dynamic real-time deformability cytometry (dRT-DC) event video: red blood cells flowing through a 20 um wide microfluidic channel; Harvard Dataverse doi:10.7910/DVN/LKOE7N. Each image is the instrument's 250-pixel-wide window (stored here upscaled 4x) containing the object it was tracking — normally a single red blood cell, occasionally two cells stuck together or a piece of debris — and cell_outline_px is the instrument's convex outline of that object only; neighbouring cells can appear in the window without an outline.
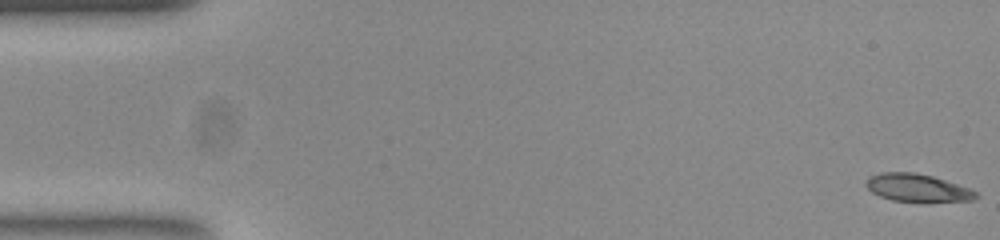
{"species": "common noctule bat (a hibernating species)", "species_latin": "Nyctalus noctula", "temperature_condition": "room temperature", "stored_images_in_passage": 55, "segment_of_instrument_passage": [1, 2], "camera_frame_rate_fps": 3000, "um_per_image_px": 0.085, "animal": {"sex": "female", "body_mass_g": 23.0, "forearm_length_mm": 53.4}, "frame": {"image": 1, "passage_image": 1, "time_ms": 0.0, "image_size_px": [1000, 240], "cell_outline_px": [[980, 196], [972, 200], [892, 200], [880, 196], [872, 192], [864, 184], [868, 176], [880, 172], [916, 172], [932, 176], [972, 188]], "centroid_in_image_um": [77.95, 15.92], "position_along_channel_um": 7.1, "area_um2": 17.46}}
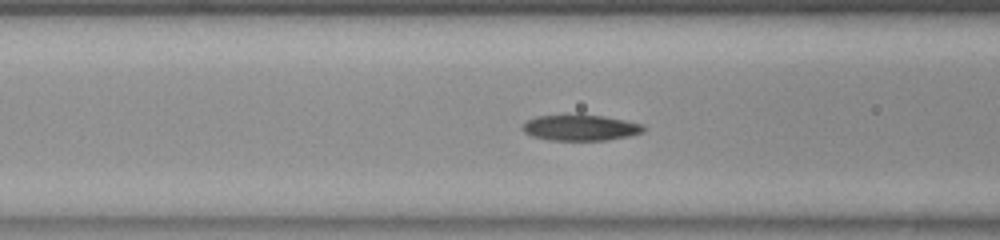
{"frame": {"image": 2, "passage_image": 21, "time_ms": 6.667, "image_size_px": [1000, 240], "cell_outline_px": [[644, 132], [628, 136], [608, 140], [548, 140], [532, 136], [524, 132], [520, 128], [524, 120], [536, 116], [576, 112], [580, 112], [604, 116], [644, 124]], "centroid_in_image_um": [49.27, 10.81], "position_along_channel_um": 117.3, "area_um2": 19.13}}
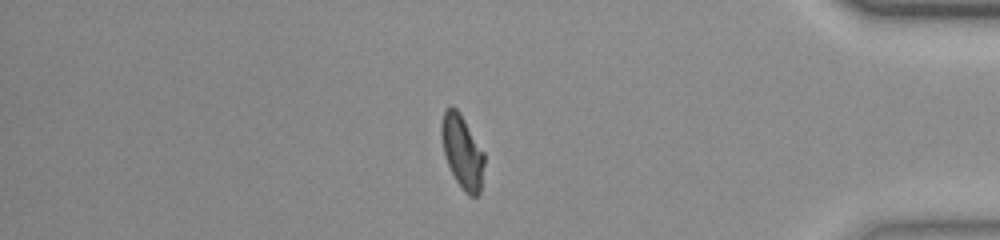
{"frame": {"image": 3, "passage_image": 46, "time_ms": 15.0, "image_size_px": [1000, 240], "cell_outline_px": [[484, 164], [480, 192], [476, 196], [468, 196], [464, 192], [456, 180], [448, 164], [444, 152], [440, 136], [440, 124], [444, 108], [452, 104], [460, 112], [484, 152]], "centroid_in_image_um": [39.27, 12.84], "position_along_channel_um": 395.9, "area_um2": 18.5}}